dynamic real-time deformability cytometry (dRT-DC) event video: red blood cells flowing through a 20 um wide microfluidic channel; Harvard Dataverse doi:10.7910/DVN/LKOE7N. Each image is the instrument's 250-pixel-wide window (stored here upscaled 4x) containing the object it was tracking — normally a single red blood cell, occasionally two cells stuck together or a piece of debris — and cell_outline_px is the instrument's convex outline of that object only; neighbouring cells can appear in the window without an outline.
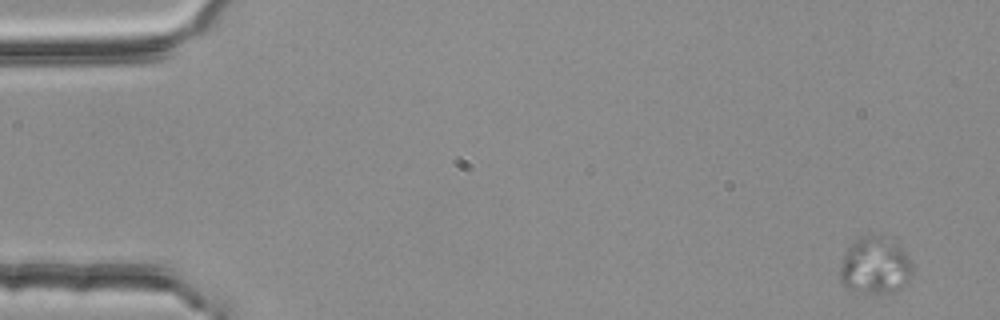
{"species": "common noctule bat (a hibernating species)", "species_latin": "Nyctalus noctula", "temperature_condition": "room temperature", "stored_images_in_passage": 4, "camera_frame_rate_fps": 3000, "um_per_image_px": 0.085, "animal": {"sex": "female", "body_mass_g": 25.1}, "frame": {"image": 1, "passage_image": 1, "time_ms": 0.0, "image_size_px": [1000, 320], "cell_outline_px": [[912, 276], [900, 288], [892, 292], [868, 292], [848, 288], [840, 280], [840, 268], [844, 256], [852, 240], [868, 232], [876, 232], [900, 244], [904, 248], [912, 268]], "centroid_in_image_um": [74.39, 22.49], "position_along_channel_um": 10.6, "area_um2": 24.28}}
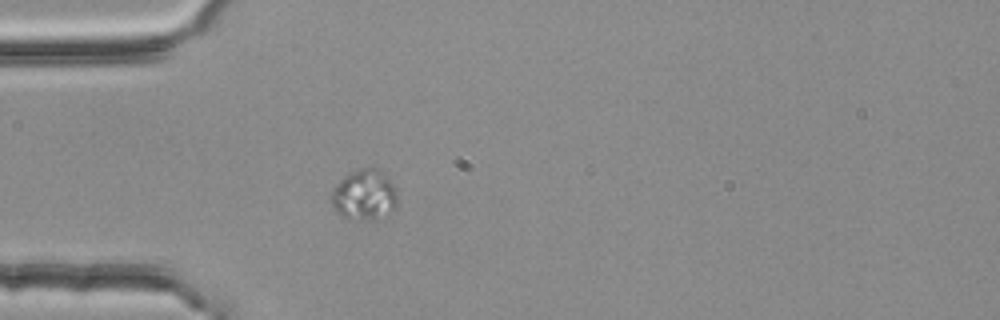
{"frame": {"image": 2, "passage_image": 4, "time_ms": 1.0, "image_size_px": [1000, 320], "cell_outline_px": [[396, 208], [392, 212], [376, 220], [340, 216], [332, 204], [332, 192], [336, 184], [340, 180], [352, 172], [360, 168], [376, 168], [384, 172], [388, 176], [392, 184], [396, 196]], "centroid_in_image_um": [30.99, 16.56], "position_along_channel_um": 54.0, "area_um2": 19.13}}